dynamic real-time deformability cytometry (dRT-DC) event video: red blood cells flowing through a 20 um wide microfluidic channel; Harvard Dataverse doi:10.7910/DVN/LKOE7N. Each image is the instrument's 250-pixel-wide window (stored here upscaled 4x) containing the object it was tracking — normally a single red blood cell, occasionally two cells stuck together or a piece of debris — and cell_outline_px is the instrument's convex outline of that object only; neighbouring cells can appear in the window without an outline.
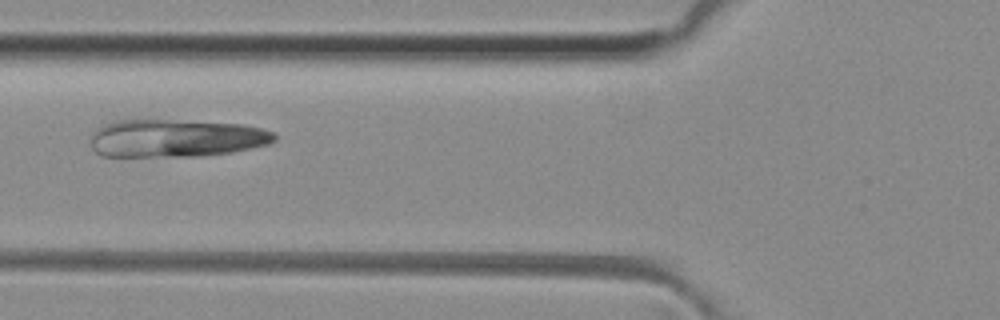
{"species": "common noctule bat (a hibernating species)", "species_latin": "Nyctalus noctula", "temperature_condition": "room temperature", "stored_images_in_passage": 40, "camera_frame_rate_fps": 3000, "um_per_image_px": 0.085, "animal": {"sex": "female", "body_mass_g": 29.2, "forearm_length_mm": 56.3}, "frame": {"image": 1, "passage_image": 11, "time_ms": 3.333, "image_size_px": [1000, 320], "cell_outline_px": [[276, 140], [268, 144], [232, 152], [200, 156], [104, 156], [96, 152], [92, 148], [92, 136], [96, 128], [104, 124], [120, 120], [164, 120], [244, 124], [276, 132]], "centroid_in_image_um": [14.98, 11.75], "position_along_channel_um": 110.8, "area_um2": 40.29}}
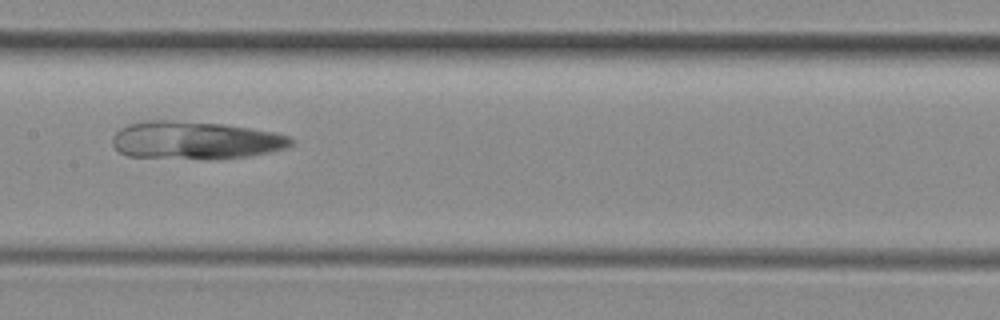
{"frame": {"image": 2, "passage_image": 17, "time_ms": 5.333, "image_size_px": [1000, 320], "cell_outline_px": [[296, 140], [292, 144], [284, 148], [268, 152], [248, 156], [128, 156], [120, 152], [112, 144], [112, 136], [120, 128], [128, 124], [144, 120], [168, 120], [224, 124], [272, 132], [288, 136]], "centroid_in_image_um": [16.56, 11.87], "position_along_channel_um": 190.8, "area_um2": 37.8}}
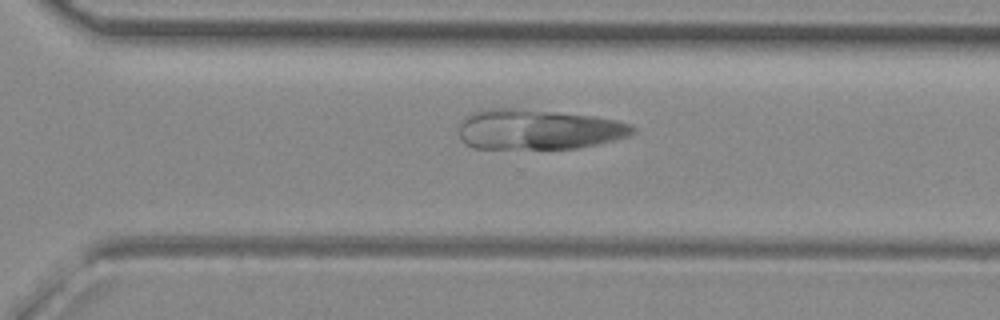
{"frame": {"image": 3, "passage_image": 27, "time_ms": 8.667, "image_size_px": [1000, 320], "cell_outline_px": [[636, 132], [628, 136], [596, 144], [576, 148], [472, 148], [464, 144], [460, 140], [460, 120], [464, 116], [472, 112], [488, 108], [516, 108], [556, 112], [592, 116], [616, 120], [632, 124], [636, 128]], "centroid_in_image_um": [45.71, 10.99], "position_along_channel_um": 324.9, "area_um2": 40.75}}